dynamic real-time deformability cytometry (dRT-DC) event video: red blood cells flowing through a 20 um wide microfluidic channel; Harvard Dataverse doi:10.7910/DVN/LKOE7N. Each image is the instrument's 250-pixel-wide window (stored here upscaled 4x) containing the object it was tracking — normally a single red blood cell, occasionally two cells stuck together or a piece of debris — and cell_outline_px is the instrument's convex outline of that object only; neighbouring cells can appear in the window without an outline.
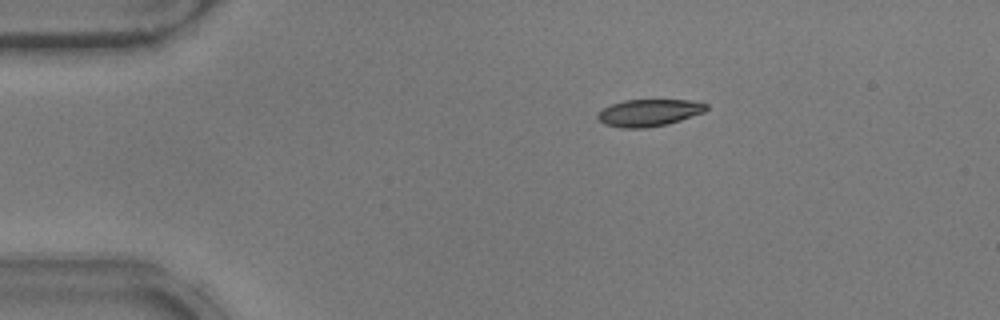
{"species": "common noctule bat (a hibernating species)", "species_latin": "Nyctalus noctula", "temperature_condition": "warm", "stored_images_in_passage": 52, "camera_frame_rate_fps": 3000, "um_per_image_px": 0.085, "animal": {"sex": "male", "body_mass_g": 17.9}, "frame": {"image": 1, "passage_image": 10, "time_ms": 3.0, "image_size_px": [1000, 320], "cell_outline_px": [[708, 108], [704, 112], [668, 124], [644, 128], [620, 128], [604, 124], [596, 116], [604, 108], [612, 104], [624, 100], [692, 100], [708, 104]], "centroid_in_image_um": [55.18, 9.58], "position_along_channel_um": 29.8, "area_um2": 17.05}}
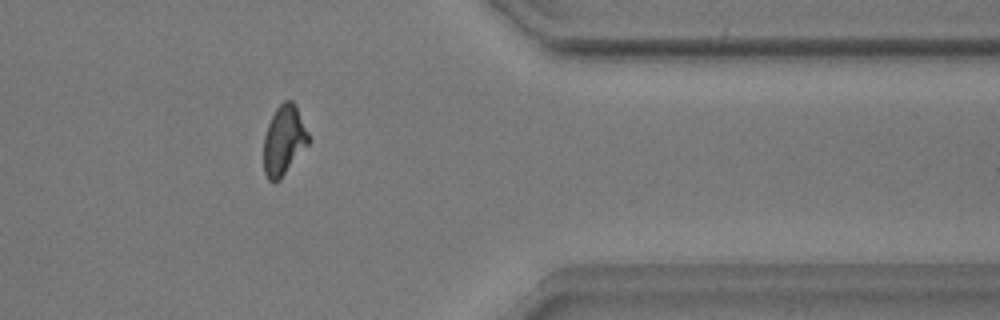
{"frame": {"image": 2, "passage_image": 43, "time_ms": 14.0, "image_size_px": [1000, 320], "cell_outline_px": [[312, 140], [280, 180], [268, 180], [264, 172], [264, 136], [268, 124], [276, 108], [284, 100], [292, 100], [296, 104]], "centroid_in_image_um": [24.16, 11.91], "position_along_channel_um": 387.2, "area_um2": 18.38}}
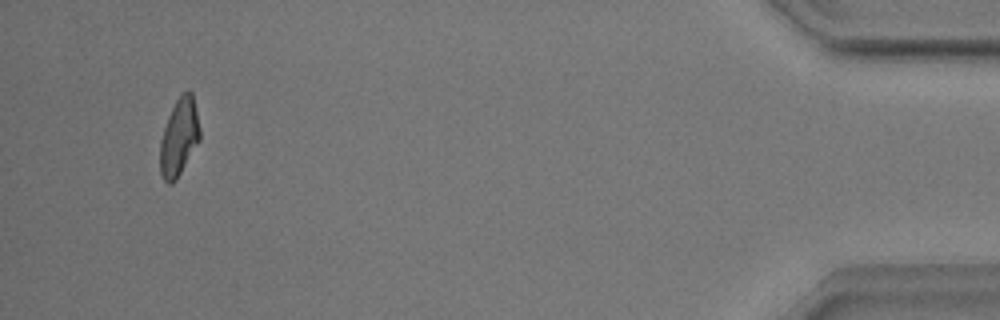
{"frame": {"image": 3, "passage_image": 50, "time_ms": 16.333, "image_size_px": [1000, 320], "cell_outline_px": [[200, 140], [176, 180], [172, 184], [168, 184], [164, 180], [160, 172], [160, 140], [168, 116], [176, 100], [188, 88], [192, 92], [200, 128]], "centroid_in_image_um": [15.22, 11.67], "position_along_channel_um": 420.0, "area_um2": 17.92}, "authors_computed_cell_mechanics": {"area_um2": 18.1781, "velocity_mm_per_s": 3.889, "shape_relaxation_time_tau1_ms": 4.7839, "shape_relaxation_time_tau2_ms": 1.6554, "deformation_change_tau1": 0.1819, "deformation_change_tau2": 0.0803}}